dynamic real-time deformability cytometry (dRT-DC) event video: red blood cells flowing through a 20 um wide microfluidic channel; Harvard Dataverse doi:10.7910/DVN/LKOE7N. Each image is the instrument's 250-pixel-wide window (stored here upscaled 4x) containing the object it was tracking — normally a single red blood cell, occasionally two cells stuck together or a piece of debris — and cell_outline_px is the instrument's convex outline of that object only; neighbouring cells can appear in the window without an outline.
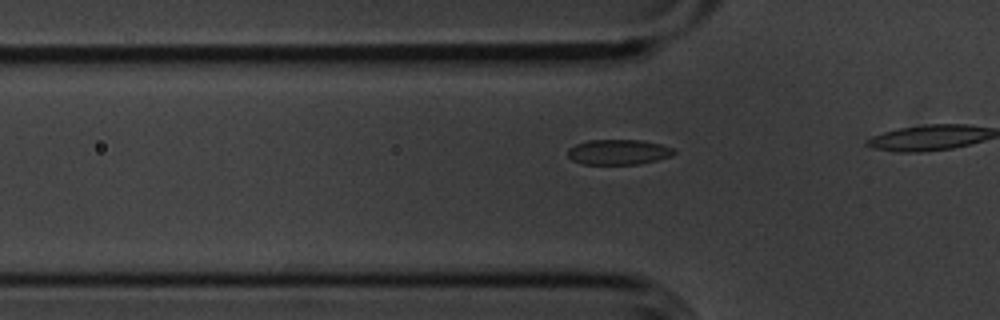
{"species": "common noctule bat (a hibernating species)", "species_latin": "Nyctalus noctula", "temperature_condition": "cold", "stored_images_in_passage": 11, "camera_frame_rate_fps": 3000, "um_per_image_px": 0.085, "animal": {"sex": "male", "body_mass_g": 20.1, "forearm_length_mm": 53.5}, "frame": {"image": 1, "passage_image": 8, "time_ms": 2.333, "image_size_px": [1000, 320], "cell_outline_px": [[676, 152], [672, 156], [640, 164], [580, 164], [572, 160], [568, 156], [568, 148], [576, 144], [588, 140], [644, 140], [660, 144], [672, 148]], "centroid_in_image_um": [52.56, 12.92], "position_along_channel_um": 73.2, "area_um2": 15.66}}